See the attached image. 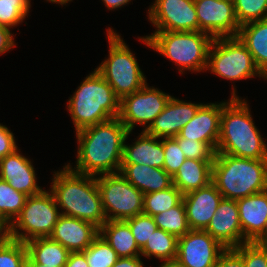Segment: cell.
<instances>
[{
  "instance_id": "603a6c76",
  "label": "cell",
  "mask_w": 267,
  "mask_h": 267,
  "mask_svg": "<svg viewBox=\"0 0 267 267\" xmlns=\"http://www.w3.org/2000/svg\"><path fill=\"white\" fill-rule=\"evenodd\" d=\"M160 138L142 131L133 144H125L121 164H145L163 169L164 148Z\"/></svg>"
},
{
  "instance_id": "74e56055",
  "label": "cell",
  "mask_w": 267,
  "mask_h": 267,
  "mask_svg": "<svg viewBox=\"0 0 267 267\" xmlns=\"http://www.w3.org/2000/svg\"><path fill=\"white\" fill-rule=\"evenodd\" d=\"M164 148L163 169L173 176L186 160L178 142L173 138H161Z\"/></svg>"
},
{
  "instance_id": "5bb4252c",
  "label": "cell",
  "mask_w": 267,
  "mask_h": 267,
  "mask_svg": "<svg viewBox=\"0 0 267 267\" xmlns=\"http://www.w3.org/2000/svg\"><path fill=\"white\" fill-rule=\"evenodd\" d=\"M225 249L205 230H190L178 238L175 260L185 267H215Z\"/></svg>"
},
{
  "instance_id": "4fadbf2b",
  "label": "cell",
  "mask_w": 267,
  "mask_h": 267,
  "mask_svg": "<svg viewBox=\"0 0 267 267\" xmlns=\"http://www.w3.org/2000/svg\"><path fill=\"white\" fill-rule=\"evenodd\" d=\"M199 31L213 39L237 36L239 23L232 0H194Z\"/></svg>"
},
{
  "instance_id": "4316f807",
  "label": "cell",
  "mask_w": 267,
  "mask_h": 267,
  "mask_svg": "<svg viewBox=\"0 0 267 267\" xmlns=\"http://www.w3.org/2000/svg\"><path fill=\"white\" fill-rule=\"evenodd\" d=\"M30 264L64 267L70 252L50 237L35 238L25 243Z\"/></svg>"
},
{
  "instance_id": "83f0119b",
  "label": "cell",
  "mask_w": 267,
  "mask_h": 267,
  "mask_svg": "<svg viewBox=\"0 0 267 267\" xmlns=\"http://www.w3.org/2000/svg\"><path fill=\"white\" fill-rule=\"evenodd\" d=\"M178 238L162 229L158 228L141 249V256L155 258L166 261L176 259Z\"/></svg>"
},
{
  "instance_id": "44dd1931",
  "label": "cell",
  "mask_w": 267,
  "mask_h": 267,
  "mask_svg": "<svg viewBox=\"0 0 267 267\" xmlns=\"http://www.w3.org/2000/svg\"><path fill=\"white\" fill-rule=\"evenodd\" d=\"M242 235L254 242L263 232L267 221V190L236 200Z\"/></svg>"
},
{
  "instance_id": "52a82bcc",
  "label": "cell",
  "mask_w": 267,
  "mask_h": 267,
  "mask_svg": "<svg viewBox=\"0 0 267 267\" xmlns=\"http://www.w3.org/2000/svg\"><path fill=\"white\" fill-rule=\"evenodd\" d=\"M109 55L95 70L110 84L121 100L141 89L147 82L138 62L119 34L107 29Z\"/></svg>"
},
{
  "instance_id": "d590c367",
  "label": "cell",
  "mask_w": 267,
  "mask_h": 267,
  "mask_svg": "<svg viewBox=\"0 0 267 267\" xmlns=\"http://www.w3.org/2000/svg\"><path fill=\"white\" fill-rule=\"evenodd\" d=\"M125 221L129 224L136 244L140 250L146 245L152 234L158 229L153 217L144 213L138 214Z\"/></svg>"
},
{
  "instance_id": "f546056e",
  "label": "cell",
  "mask_w": 267,
  "mask_h": 267,
  "mask_svg": "<svg viewBox=\"0 0 267 267\" xmlns=\"http://www.w3.org/2000/svg\"><path fill=\"white\" fill-rule=\"evenodd\" d=\"M182 193L173 185L170 188L144 194L143 212L154 216L175 207L182 200Z\"/></svg>"
},
{
  "instance_id": "30bf717a",
  "label": "cell",
  "mask_w": 267,
  "mask_h": 267,
  "mask_svg": "<svg viewBox=\"0 0 267 267\" xmlns=\"http://www.w3.org/2000/svg\"><path fill=\"white\" fill-rule=\"evenodd\" d=\"M106 221L127 220L143 212L144 194L120 173L96 176Z\"/></svg>"
},
{
  "instance_id": "816d5d0a",
  "label": "cell",
  "mask_w": 267,
  "mask_h": 267,
  "mask_svg": "<svg viewBox=\"0 0 267 267\" xmlns=\"http://www.w3.org/2000/svg\"><path fill=\"white\" fill-rule=\"evenodd\" d=\"M22 267H33V266L28 261H26Z\"/></svg>"
},
{
  "instance_id": "681fc988",
  "label": "cell",
  "mask_w": 267,
  "mask_h": 267,
  "mask_svg": "<svg viewBox=\"0 0 267 267\" xmlns=\"http://www.w3.org/2000/svg\"><path fill=\"white\" fill-rule=\"evenodd\" d=\"M51 2V3H56V4H61L62 6L65 4H68V2L72 1V0H47V2Z\"/></svg>"
},
{
  "instance_id": "ffe728a7",
  "label": "cell",
  "mask_w": 267,
  "mask_h": 267,
  "mask_svg": "<svg viewBox=\"0 0 267 267\" xmlns=\"http://www.w3.org/2000/svg\"><path fill=\"white\" fill-rule=\"evenodd\" d=\"M32 162L18 149L0 159V179L27 196L41 193L44 189L37 185V177Z\"/></svg>"
},
{
  "instance_id": "277c9868",
  "label": "cell",
  "mask_w": 267,
  "mask_h": 267,
  "mask_svg": "<svg viewBox=\"0 0 267 267\" xmlns=\"http://www.w3.org/2000/svg\"><path fill=\"white\" fill-rule=\"evenodd\" d=\"M212 182L224 199L237 200L267 190V159L215 153Z\"/></svg>"
},
{
  "instance_id": "ab89813d",
  "label": "cell",
  "mask_w": 267,
  "mask_h": 267,
  "mask_svg": "<svg viewBox=\"0 0 267 267\" xmlns=\"http://www.w3.org/2000/svg\"><path fill=\"white\" fill-rule=\"evenodd\" d=\"M16 149L19 148L13 133L0 123V159L12 154Z\"/></svg>"
},
{
  "instance_id": "bcb514c9",
  "label": "cell",
  "mask_w": 267,
  "mask_h": 267,
  "mask_svg": "<svg viewBox=\"0 0 267 267\" xmlns=\"http://www.w3.org/2000/svg\"><path fill=\"white\" fill-rule=\"evenodd\" d=\"M253 243L261 247H267V221L262 234Z\"/></svg>"
},
{
  "instance_id": "e0dca14e",
  "label": "cell",
  "mask_w": 267,
  "mask_h": 267,
  "mask_svg": "<svg viewBox=\"0 0 267 267\" xmlns=\"http://www.w3.org/2000/svg\"><path fill=\"white\" fill-rule=\"evenodd\" d=\"M222 199V194L213 182L183 195L182 201L190 229L206 230Z\"/></svg>"
},
{
  "instance_id": "9a60e30c",
  "label": "cell",
  "mask_w": 267,
  "mask_h": 267,
  "mask_svg": "<svg viewBox=\"0 0 267 267\" xmlns=\"http://www.w3.org/2000/svg\"><path fill=\"white\" fill-rule=\"evenodd\" d=\"M205 231L225 248L247 243L242 235L236 200L223 198Z\"/></svg>"
},
{
  "instance_id": "4dcf8cb0",
  "label": "cell",
  "mask_w": 267,
  "mask_h": 267,
  "mask_svg": "<svg viewBox=\"0 0 267 267\" xmlns=\"http://www.w3.org/2000/svg\"><path fill=\"white\" fill-rule=\"evenodd\" d=\"M27 195L13 189L7 181L0 179V215L10 225L21 212Z\"/></svg>"
},
{
  "instance_id": "d4e9b609",
  "label": "cell",
  "mask_w": 267,
  "mask_h": 267,
  "mask_svg": "<svg viewBox=\"0 0 267 267\" xmlns=\"http://www.w3.org/2000/svg\"><path fill=\"white\" fill-rule=\"evenodd\" d=\"M99 235L113 248L119 258L141 255L131 228L124 220L106 221L99 228Z\"/></svg>"
},
{
  "instance_id": "6da1fadb",
  "label": "cell",
  "mask_w": 267,
  "mask_h": 267,
  "mask_svg": "<svg viewBox=\"0 0 267 267\" xmlns=\"http://www.w3.org/2000/svg\"><path fill=\"white\" fill-rule=\"evenodd\" d=\"M130 133L118 117L77 131L76 165H67L92 176L120 172L124 143Z\"/></svg>"
},
{
  "instance_id": "f35d334b",
  "label": "cell",
  "mask_w": 267,
  "mask_h": 267,
  "mask_svg": "<svg viewBox=\"0 0 267 267\" xmlns=\"http://www.w3.org/2000/svg\"><path fill=\"white\" fill-rule=\"evenodd\" d=\"M234 249L242 256L244 267H267V247L247 242Z\"/></svg>"
},
{
  "instance_id": "7bdbcfd3",
  "label": "cell",
  "mask_w": 267,
  "mask_h": 267,
  "mask_svg": "<svg viewBox=\"0 0 267 267\" xmlns=\"http://www.w3.org/2000/svg\"><path fill=\"white\" fill-rule=\"evenodd\" d=\"M64 267H89L83 252H70Z\"/></svg>"
},
{
  "instance_id": "2e32d148",
  "label": "cell",
  "mask_w": 267,
  "mask_h": 267,
  "mask_svg": "<svg viewBox=\"0 0 267 267\" xmlns=\"http://www.w3.org/2000/svg\"><path fill=\"white\" fill-rule=\"evenodd\" d=\"M202 104L185 102L172 96L164 110L145 132L157 138L177 136L181 129L195 116Z\"/></svg>"
},
{
  "instance_id": "f6af8a7d",
  "label": "cell",
  "mask_w": 267,
  "mask_h": 267,
  "mask_svg": "<svg viewBox=\"0 0 267 267\" xmlns=\"http://www.w3.org/2000/svg\"><path fill=\"white\" fill-rule=\"evenodd\" d=\"M131 0H102L104 5L109 10H115L121 8L122 6L129 4Z\"/></svg>"
},
{
  "instance_id": "f1b7e54d",
  "label": "cell",
  "mask_w": 267,
  "mask_h": 267,
  "mask_svg": "<svg viewBox=\"0 0 267 267\" xmlns=\"http://www.w3.org/2000/svg\"><path fill=\"white\" fill-rule=\"evenodd\" d=\"M152 217L158 228L175 235L177 238L184 236L191 230L187 221L185 205L182 200L168 211Z\"/></svg>"
},
{
  "instance_id": "1f68e13d",
  "label": "cell",
  "mask_w": 267,
  "mask_h": 267,
  "mask_svg": "<svg viewBox=\"0 0 267 267\" xmlns=\"http://www.w3.org/2000/svg\"><path fill=\"white\" fill-rule=\"evenodd\" d=\"M83 253L89 267H112L119 258L113 248L100 235L92 241Z\"/></svg>"
},
{
  "instance_id": "3957f363",
  "label": "cell",
  "mask_w": 267,
  "mask_h": 267,
  "mask_svg": "<svg viewBox=\"0 0 267 267\" xmlns=\"http://www.w3.org/2000/svg\"><path fill=\"white\" fill-rule=\"evenodd\" d=\"M54 173L50 191L61 215L85 220L100 228L106 217L96 176L77 173L68 165Z\"/></svg>"
},
{
  "instance_id": "7402d4cb",
  "label": "cell",
  "mask_w": 267,
  "mask_h": 267,
  "mask_svg": "<svg viewBox=\"0 0 267 267\" xmlns=\"http://www.w3.org/2000/svg\"><path fill=\"white\" fill-rule=\"evenodd\" d=\"M120 173L143 194L173 186V178L164 169L145 164H121Z\"/></svg>"
},
{
  "instance_id": "e575fe53",
  "label": "cell",
  "mask_w": 267,
  "mask_h": 267,
  "mask_svg": "<svg viewBox=\"0 0 267 267\" xmlns=\"http://www.w3.org/2000/svg\"><path fill=\"white\" fill-rule=\"evenodd\" d=\"M233 4L239 26L267 18V0H233Z\"/></svg>"
},
{
  "instance_id": "b9f144b4",
  "label": "cell",
  "mask_w": 267,
  "mask_h": 267,
  "mask_svg": "<svg viewBox=\"0 0 267 267\" xmlns=\"http://www.w3.org/2000/svg\"><path fill=\"white\" fill-rule=\"evenodd\" d=\"M13 34L9 28L0 26V55L10 51L15 47Z\"/></svg>"
},
{
  "instance_id": "836d02e7",
  "label": "cell",
  "mask_w": 267,
  "mask_h": 267,
  "mask_svg": "<svg viewBox=\"0 0 267 267\" xmlns=\"http://www.w3.org/2000/svg\"><path fill=\"white\" fill-rule=\"evenodd\" d=\"M27 260L24 242L9 237L0 238V267H22Z\"/></svg>"
},
{
  "instance_id": "f907efd6",
  "label": "cell",
  "mask_w": 267,
  "mask_h": 267,
  "mask_svg": "<svg viewBox=\"0 0 267 267\" xmlns=\"http://www.w3.org/2000/svg\"><path fill=\"white\" fill-rule=\"evenodd\" d=\"M33 267H50V266H46V265H41V264H31Z\"/></svg>"
},
{
  "instance_id": "8fae6325",
  "label": "cell",
  "mask_w": 267,
  "mask_h": 267,
  "mask_svg": "<svg viewBox=\"0 0 267 267\" xmlns=\"http://www.w3.org/2000/svg\"><path fill=\"white\" fill-rule=\"evenodd\" d=\"M171 97L153 86L149 87L146 83L138 91L120 100L118 118L129 132H132L136 124L145 126L142 131H146L164 110Z\"/></svg>"
},
{
  "instance_id": "d6986e66",
  "label": "cell",
  "mask_w": 267,
  "mask_h": 267,
  "mask_svg": "<svg viewBox=\"0 0 267 267\" xmlns=\"http://www.w3.org/2000/svg\"><path fill=\"white\" fill-rule=\"evenodd\" d=\"M99 235V228L93 223L74 217L61 215L50 235L69 252H83Z\"/></svg>"
},
{
  "instance_id": "9c48e42d",
  "label": "cell",
  "mask_w": 267,
  "mask_h": 267,
  "mask_svg": "<svg viewBox=\"0 0 267 267\" xmlns=\"http://www.w3.org/2000/svg\"><path fill=\"white\" fill-rule=\"evenodd\" d=\"M207 70L230 81L255 76L267 79L257 68L252 54L238 36L213 39L208 52Z\"/></svg>"
},
{
  "instance_id": "ba28073f",
  "label": "cell",
  "mask_w": 267,
  "mask_h": 267,
  "mask_svg": "<svg viewBox=\"0 0 267 267\" xmlns=\"http://www.w3.org/2000/svg\"><path fill=\"white\" fill-rule=\"evenodd\" d=\"M51 191L28 196L24 207L9 225L8 237L21 242L50 237L61 213ZM21 231V232H20Z\"/></svg>"
},
{
  "instance_id": "ac0fdd59",
  "label": "cell",
  "mask_w": 267,
  "mask_h": 267,
  "mask_svg": "<svg viewBox=\"0 0 267 267\" xmlns=\"http://www.w3.org/2000/svg\"><path fill=\"white\" fill-rule=\"evenodd\" d=\"M222 108L223 102L203 103L195 116L181 129L179 136L206 142L216 152Z\"/></svg>"
},
{
  "instance_id": "60d3db41",
  "label": "cell",
  "mask_w": 267,
  "mask_h": 267,
  "mask_svg": "<svg viewBox=\"0 0 267 267\" xmlns=\"http://www.w3.org/2000/svg\"><path fill=\"white\" fill-rule=\"evenodd\" d=\"M215 267H244L242 256L234 248H226L219 256Z\"/></svg>"
},
{
  "instance_id": "7dc6e473",
  "label": "cell",
  "mask_w": 267,
  "mask_h": 267,
  "mask_svg": "<svg viewBox=\"0 0 267 267\" xmlns=\"http://www.w3.org/2000/svg\"><path fill=\"white\" fill-rule=\"evenodd\" d=\"M9 224L0 215V236L8 237Z\"/></svg>"
},
{
  "instance_id": "8d00e7d4",
  "label": "cell",
  "mask_w": 267,
  "mask_h": 267,
  "mask_svg": "<svg viewBox=\"0 0 267 267\" xmlns=\"http://www.w3.org/2000/svg\"><path fill=\"white\" fill-rule=\"evenodd\" d=\"M173 138L178 142L186 159H196L199 161L214 160L216 152L206 142L182 138L179 135Z\"/></svg>"
},
{
  "instance_id": "7a4b0ae2",
  "label": "cell",
  "mask_w": 267,
  "mask_h": 267,
  "mask_svg": "<svg viewBox=\"0 0 267 267\" xmlns=\"http://www.w3.org/2000/svg\"><path fill=\"white\" fill-rule=\"evenodd\" d=\"M235 92L234 86L231 99L223 102L216 153L247 159H267V144L253 122L249 104Z\"/></svg>"
},
{
  "instance_id": "d6a6232c",
  "label": "cell",
  "mask_w": 267,
  "mask_h": 267,
  "mask_svg": "<svg viewBox=\"0 0 267 267\" xmlns=\"http://www.w3.org/2000/svg\"><path fill=\"white\" fill-rule=\"evenodd\" d=\"M31 0H0V26L13 28L22 23L31 8Z\"/></svg>"
},
{
  "instance_id": "ee69618b",
  "label": "cell",
  "mask_w": 267,
  "mask_h": 267,
  "mask_svg": "<svg viewBox=\"0 0 267 267\" xmlns=\"http://www.w3.org/2000/svg\"><path fill=\"white\" fill-rule=\"evenodd\" d=\"M141 256L118 258L112 267H144Z\"/></svg>"
},
{
  "instance_id": "c3c4849f",
  "label": "cell",
  "mask_w": 267,
  "mask_h": 267,
  "mask_svg": "<svg viewBox=\"0 0 267 267\" xmlns=\"http://www.w3.org/2000/svg\"><path fill=\"white\" fill-rule=\"evenodd\" d=\"M159 267H185V266L181 265L176 260H172V261L162 262Z\"/></svg>"
},
{
  "instance_id": "5b68a950",
  "label": "cell",
  "mask_w": 267,
  "mask_h": 267,
  "mask_svg": "<svg viewBox=\"0 0 267 267\" xmlns=\"http://www.w3.org/2000/svg\"><path fill=\"white\" fill-rule=\"evenodd\" d=\"M67 109L77 132L117 118L120 112V99L110 84L94 70L70 97Z\"/></svg>"
},
{
  "instance_id": "7c38bea8",
  "label": "cell",
  "mask_w": 267,
  "mask_h": 267,
  "mask_svg": "<svg viewBox=\"0 0 267 267\" xmlns=\"http://www.w3.org/2000/svg\"><path fill=\"white\" fill-rule=\"evenodd\" d=\"M148 9V19L155 31H199L194 0H155Z\"/></svg>"
},
{
  "instance_id": "8992f818",
  "label": "cell",
  "mask_w": 267,
  "mask_h": 267,
  "mask_svg": "<svg viewBox=\"0 0 267 267\" xmlns=\"http://www.w3.org/2000/svg\"><path fill=\"white\" fill-rule=\"evenodd\" d=\"M146 46L157 51L179 66L180 74L185 70L206 71L207 59L213 38L201 31H155L138 38Z\"/></svg>"
},
{
  "instance_id": "cb8c5ba5",
  "label": "cell",
  "mask_w": 267,
  "mask_h": 267,
  "mask_svg": "<svg viewBox=\"0 0 267 267\" xmlns=\"http://www.w3.org/2000/svg\"><path fill=\"white\" fill-rule=\"evenodd\" d=\"M213 161L186 159L172 176L173 185L186 195L212 182Z\"/></svg>"
},
{
  "instance_id": "484cf974",
  "label": "cell",
  "mask_w": 267,
  "mask_h": 267,
  "mask_svg": "<svg viewBox=\"0 0 267 267\" xmlns=\"http://www.w3.org/2000/svg\"><path fill=\"white\" fill-rule=\"evenodd\" d=\"M237 36L252 54L257 68L267 78V18L240 26Z\"/></svg>"
}]
</instances>
